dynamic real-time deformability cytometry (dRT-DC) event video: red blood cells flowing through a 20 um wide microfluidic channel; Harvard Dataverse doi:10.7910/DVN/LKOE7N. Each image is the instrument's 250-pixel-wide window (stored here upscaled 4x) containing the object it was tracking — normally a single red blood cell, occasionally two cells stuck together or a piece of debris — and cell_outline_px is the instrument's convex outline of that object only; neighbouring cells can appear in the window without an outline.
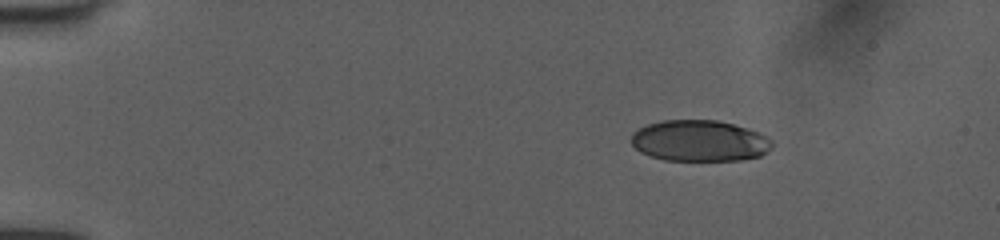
{"species": "human", "species_latin": "Homo sapiens", "temperature_condition": "room temperature", "stored_images_in_passage": 44, "camera_frame_rate_fps": 3000, "um_per_image_px": 0.085, "donor": {"sex": "female"}, "frame": {"image": 1, "passage_image": 1, "time_ms": 0.0, "image_size_px": [1000, 240], "cell_outline_px": [[772, 148], [760, 156], [740, 160], [664, 160], [640, 152], [628, 140], [632, 132], [648, 124], [664, 120], [716, 120], [748, 128], [772, 140]], "centroid_in_image_um": [59.43, 11.97], "position_along_channel_um": 25.6, "area_um2": 33.76}}
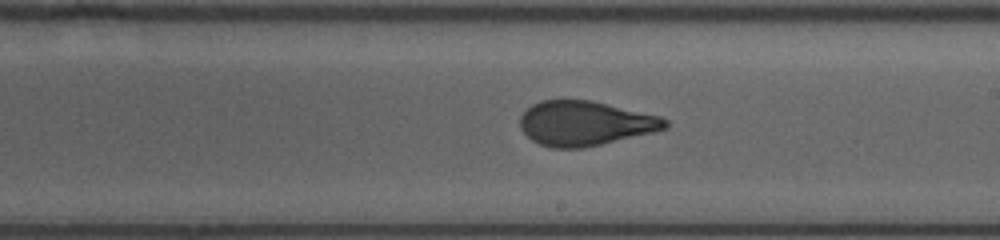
{"frame": {"image": 2, "passage_image": 24, "time_ms": 7.667, "image_size_px": [1000, 240], "cell_outline_px": [[668, 128], [652, 132], [584, 148], [552, 148], [540, 144], [532, 140], [520, 128], [520, 116], [532, 104], [540, 100], [592, 100], [660, 116], [668, 120]], "centroid_in_image_um": [49.72, 10.48], "position_along_channel_um": 239.3, "area_um2": 37.63}}
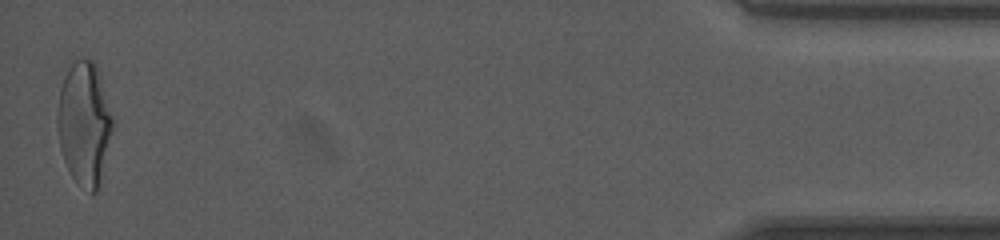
{"frame": {"image": 3, "passage_image": 44, "time_ms": 14.333, "image_size_px": [1000, 240], "cell_outline_px": [[116, 120], [100, 188], [96, 192], [92, 192], [76, 180], [72, 176], [64, 160], [60, 148], [56, 128], [56, 112], [60, 88], [68, 60], [92, 60], [96, 64]], "centroid_in_image_um": [7.19, 10.45], "position_along_channel_um": 428.0, "area_um2": 40.98}, "authors_computed_cell_mechanics": {"area_um2": 37.6278, "velocity_mm_per_s": 4.0289, "shape_relaxation_time_tau1_ms": 3.9594, "shape_relaxation_time_tau2_ms": 0.7069, "deformation_change_tau1": 0.1835, "deformation_change_tau2": 0.072}}